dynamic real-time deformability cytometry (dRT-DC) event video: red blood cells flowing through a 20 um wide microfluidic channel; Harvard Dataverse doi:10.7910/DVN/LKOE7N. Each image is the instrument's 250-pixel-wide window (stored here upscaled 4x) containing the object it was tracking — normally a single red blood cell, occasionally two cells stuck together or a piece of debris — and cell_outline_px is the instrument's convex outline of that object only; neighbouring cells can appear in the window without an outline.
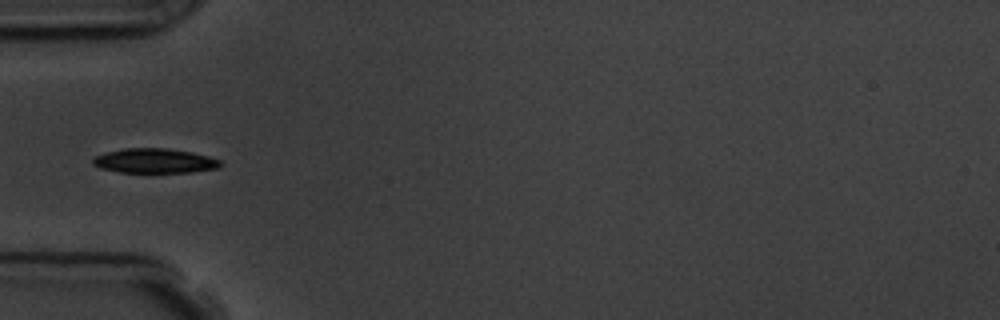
{"species": "common noctule bat (a hibernating species)", "species_latin": "Nyctalus noctula", "temperature_condition": "room temperature", "stored_images_in_passage": 1, "camera_frame_rate_fps": 3000, "um_per_image_px": 0.085, "animal": {"sex": "male", "body_mass_g": 19.5, "forearm_length_mm": 54.6}, "frame": {"image": 1, "passage_image": 1, "time_ms": 0.0, "image_size_px": [1000, 320], "cell_outline_px": [[220, 168], [192, 172], [120, 172], [100, 168], [92, 164], [92, 160], [96, 156], [108, 152], [124, 148], [164, 148], [192, 152], [208, 156], [220, 160]], "centroid_in_image_um": [13.15, 13.67], "position_along_channel_um": 71.8, "area_um2": 18.15}}